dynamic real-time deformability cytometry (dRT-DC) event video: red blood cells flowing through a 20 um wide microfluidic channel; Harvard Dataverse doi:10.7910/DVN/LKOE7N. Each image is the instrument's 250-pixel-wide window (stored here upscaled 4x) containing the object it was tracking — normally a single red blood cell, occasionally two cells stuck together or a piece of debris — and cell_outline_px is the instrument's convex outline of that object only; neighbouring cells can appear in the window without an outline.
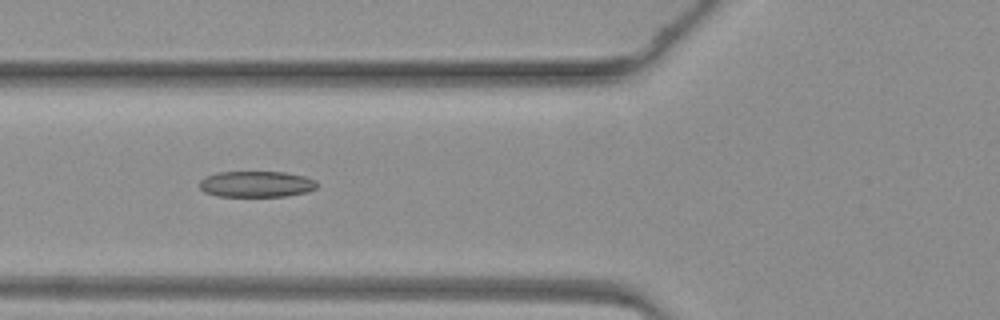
{"species": "common noctule bat (a hibernating species)", "species_latin": "Nyctalus noctula", "temperature_condition": "warm", "stored_images_in_passage": 10, "camera_frame_rate_fps": 3000, "um_per_image_px": 0.085, "animal": {"sex": "female", "body_mass_g": 19.3, "forearm_length_mm": 54.1}, "frame": {"image": 1, "passage_image": 5, "time_ms": 1.333, "image_size_px": [1000, 320], "cell_outline_px": [[316, 188], [304, 192], [288, 196], [216, 196], [204, 192], [200, 188], [200, 180], [204, 176], [216, 172], [284, 172], [304, 176], [316, 180]], "centroid_in_image_um": [21.75, 15.64], "position_along_channel_um": 104.1, "area_um2": 17.86}}